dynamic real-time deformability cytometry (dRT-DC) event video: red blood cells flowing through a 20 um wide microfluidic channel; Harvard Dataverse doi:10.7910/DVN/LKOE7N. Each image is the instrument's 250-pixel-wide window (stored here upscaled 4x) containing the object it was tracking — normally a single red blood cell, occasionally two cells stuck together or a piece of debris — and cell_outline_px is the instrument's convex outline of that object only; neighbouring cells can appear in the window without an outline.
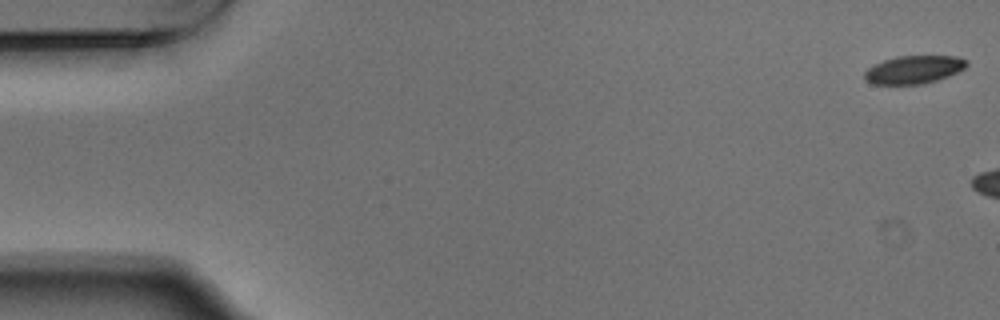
{"species": "Egyptian fruit bat (a non-hibernating species)", "species_latin": "Rousettus aegyptiacus", "temperature_condition": "warm", "stored_images_in_passage": 5, "camera_frame_rate_fps": 3000, "um_per_image_px": 0.085, "animal": {"sex": "male"}, "frame": {"image": 1, "passage_image": 1, "time_ms": 0.0, "image_size_px": [1000, 320], "cell_outline_px": [[968, 64], [964, 68], [948, 76], [924, 84], [872, 84], [864, 80], [864, 72], [872, 64], [896, 56], [956, 56], [968, 60]], "centroid_in_image_um": [77.64, 5.91], "position_along_channel_um": 7.4, "area_um2": 16.76}}